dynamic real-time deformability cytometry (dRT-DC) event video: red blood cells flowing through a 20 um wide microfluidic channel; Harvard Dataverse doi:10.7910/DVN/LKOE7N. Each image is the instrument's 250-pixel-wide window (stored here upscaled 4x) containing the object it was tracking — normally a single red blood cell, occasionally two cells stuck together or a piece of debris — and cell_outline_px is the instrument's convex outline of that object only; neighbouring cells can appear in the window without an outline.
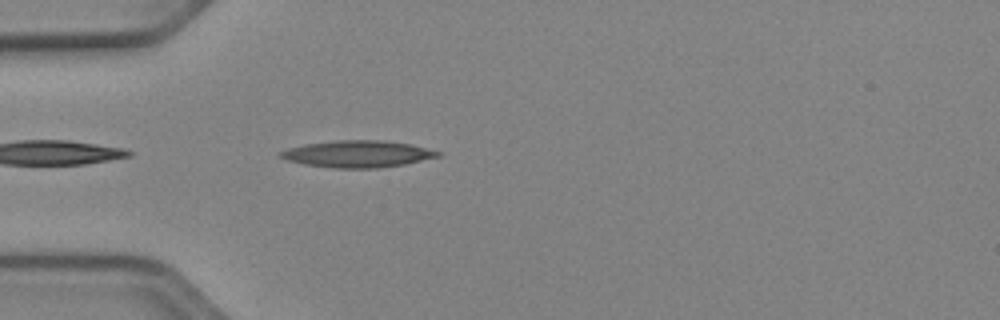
{"species": "Egyptian fruit bat (a non-hibernating species)", "species_latin": "Rousettus aegyptiacus", "temperature_condition": "cold", "stored_images_in_passage": 6, "camera_frame_rate_fps": 3000, "um_per_image_px": 0.085, "animal": {"sex": "female"}, "frame": {"image": 1, "passage_image": 2, "time_ms": 0.333, "image_size_px": [1000, 320], "cell_outline_px": [[444, 152], [440, 156], [404, 164], [380, 168], [332, 168], [304, 164], [288, 160], [280, 156], [280, 152], [288, 148], [304, 144], [336, 140], [380, 140], [408, 144]], "centroid_in_image_um": [30.41, 13.09], "position_along_channel_um": 54.6, "area_um2": 24.45}}
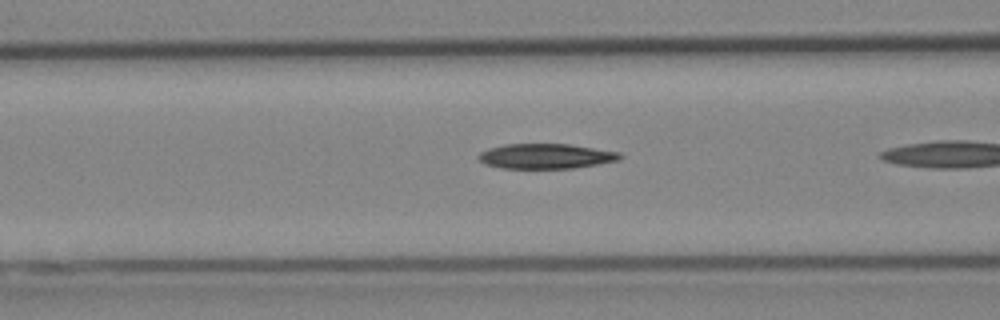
{"frame": {"image": 2, "passage_image": 5, "time_ms": 1.333, "image_size_px": [1000, 320], "cell_outline_px": [[624, 156], [620, 160], [572, 168], [500, 168], [484, 164], [476, 156], [480, 152], [488, 148], [504, 144], [568, 144], [620, 152]], "centroid_in_image_um": [46.37, 13.27], "position_along_channel_um": 120.2, "area_um2": 20.63}}